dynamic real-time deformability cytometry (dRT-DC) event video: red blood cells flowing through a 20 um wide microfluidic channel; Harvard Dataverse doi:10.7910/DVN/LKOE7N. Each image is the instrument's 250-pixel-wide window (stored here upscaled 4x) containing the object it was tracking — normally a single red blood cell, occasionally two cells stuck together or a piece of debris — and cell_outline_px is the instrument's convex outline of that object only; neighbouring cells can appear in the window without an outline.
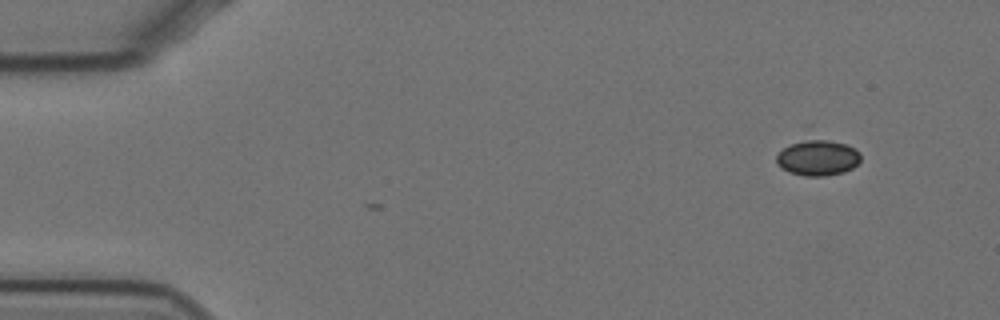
{"species": "Egyptian fruit bat (a non-hibernating species)", "species_latin": "Rousettus aegyptiacus", "temperature_condition": "cold", "stored_images_in_passage": 4, "camera_frame_rate_fps": 3000, "um_per_image_px": 0.085, "animal": {"sex": "female"}, "frame": {"image": 1, "passage_image": 1, "time_ms": 0.0, "image_size_px": [1000, 320], "cell_outline_px": [[860, 160], [852, 168], [844, 172], [824, 176], [804, 176], [788, 172], [780, 168], [776, 164], [776, 156], [784, 148], [792, 144], [812, 136], [816, 136], [844, 144], [856, 148], [860, 152]], "centroid_in_image_um": [69.5, 13.39], "position_along_channel_um": 15.5, "area_um2": 17.92}}